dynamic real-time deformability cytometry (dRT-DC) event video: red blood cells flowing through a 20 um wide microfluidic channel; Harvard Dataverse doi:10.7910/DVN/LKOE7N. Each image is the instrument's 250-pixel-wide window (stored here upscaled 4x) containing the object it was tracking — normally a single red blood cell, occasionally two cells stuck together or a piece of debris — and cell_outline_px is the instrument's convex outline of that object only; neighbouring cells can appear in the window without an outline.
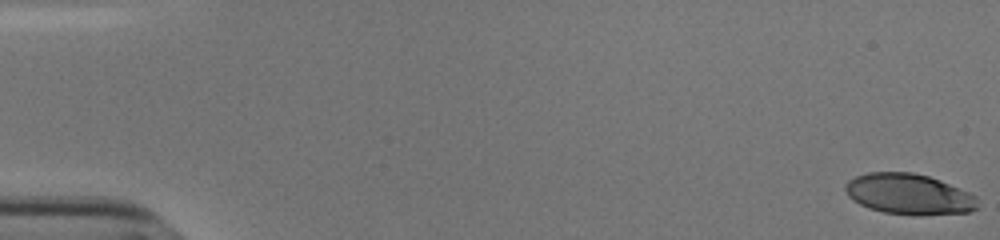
{"species": "human", "species_latin": "Homo sapiens", "temperature_condition": "cold", "stored_images_in_passage": 54, "camera_frame_rate_fps": 3000, "um_per_image_px": 0.085, "donor": {"sex": "male"}, "frame": {"image": 1, "passage_image": 1, "time_ms": 0.0, "image_size_px": [1000, 240], "cell_outline_px": [[976, 208], [968, 212], [920, 216], [916, 216], [884, 212], [868, 208], [852, 200], [848, 196], [844, 188], [848, 180], [856, 176], [868, 172], [912, 172], [928, 176], [940, 180], [968, 192], [976, 196]], "centroid_in_image_um": [77.22, 16.51], "position_along_channel_um": 7.8, "area_um2": 31.44}}
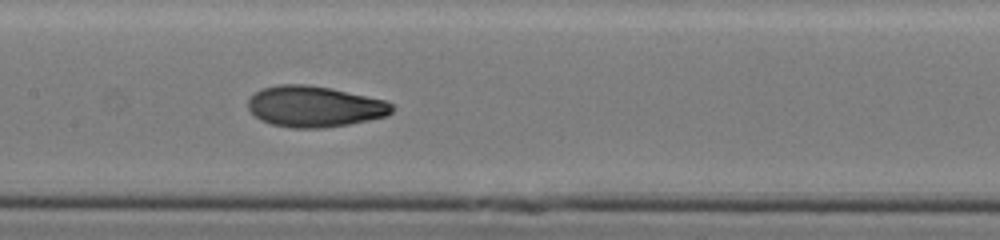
{"frame": {"image": 2, "passage_image": 28, "time_ms": 9.0, "image_size_px": [1000, 240], "cell_outline_px": [[396, 108], [388, 116], [348, 124], [324, 128], [292, 128], [272, 124], [260, 120], [248, 108], [248, 100], [256, 92], [264, 88], [280, 84], [304, 84], [332, 88], [384, 100], [392, 104]], "centroid_in_image_um": [26.76, 9.06], "position_along_channel_um": 180.6, "area_um2": 34.33}}
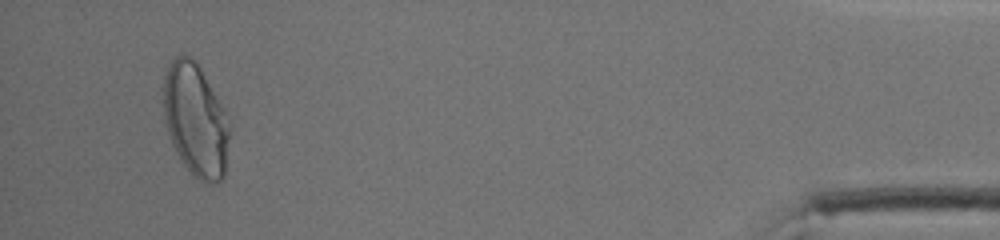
{"frame": {"image": 3, "passage_image": 52, "time_ms": 17.0, "image_size_px": [1000, 240], "cell_outline_px": [[232, 128], [224, 176], [220, 180], [204, 184], [192, 176], [176, 152], [172, 144], [164, 120], [160, 88], [164, 76], [172, 60], [176, 56], [184, 52], [196, 60], [224, 108], [232, 124]], "centroid_in_image_um": [16.62, 10.18], "position_along_channel_um": 418.6, "area_um2": 44.8}, "authors_computed_cell_mechanics": {"area_um2": 33.9864, "velocity_mm_per_s": 3.8256, "shape_relaxation_time_tau1_ms": 4.782, "shape_relaxation_time_tau2_ms": 1.5431, "deformation_change_tau1": 0.191, "deformation_change_tau2": 0.0643}}